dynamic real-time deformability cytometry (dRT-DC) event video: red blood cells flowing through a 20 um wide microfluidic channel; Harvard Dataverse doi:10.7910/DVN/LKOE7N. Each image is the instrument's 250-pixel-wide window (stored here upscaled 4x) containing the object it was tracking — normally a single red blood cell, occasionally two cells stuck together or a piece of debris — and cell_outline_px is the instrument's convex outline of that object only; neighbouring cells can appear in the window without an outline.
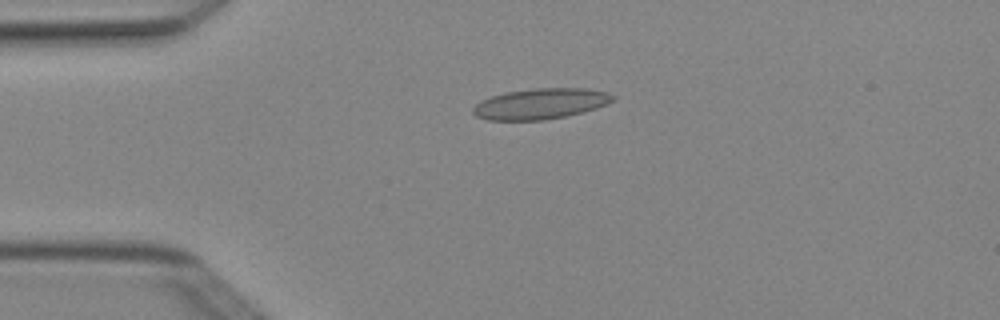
{"species": "Egyptian fruit bat (a non-hibernating species)", "species_latin": "Rousettus aegyptiacus", "temperature_condition": "cold", "stored_images_in_passage": 7, "camera_frame_rate_fps": 3000, "um_per_image_px": 0.085, "animal": {"sex": "female"}, "frame": {"image": 1, "passage_image": 3, "time_ms": 0.667, "image_size_px": [1000, 320], "cell_outline_px": [[616, 100], [608, 104], [584, 112], [544, 120], [488, 120], [476, 116], [472, 112], [472, 108], [480, 100], [504, 92], [536, 88], [588, 88], [608, 92], [616, 96]], "centroid_in_image_um": [45.98, 8.81], "position_along_channel_um": 39.0, "area_um2": 25.26}}
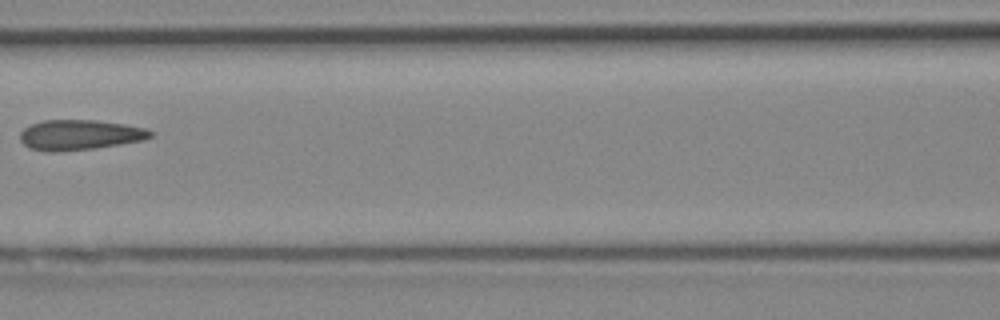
{"frame": {"image": 2, "passage_image": 6, "time_ms": 1.667, "image_size_px": [1000, 320], "cell_outline_px": [[152, 136], [144, 140], [96, 148], [56, 152], [44, 152], [28, 148], [20, 140], [20, 132], [24, 128], [32, 124], [44, 120], [96, 120], [124, 124], [144, 128], [152, 132]], "centroid_in_image_um": [6.74, 11.47], "position_along_channel_um": 159.9, "area_um2": 23.0}}
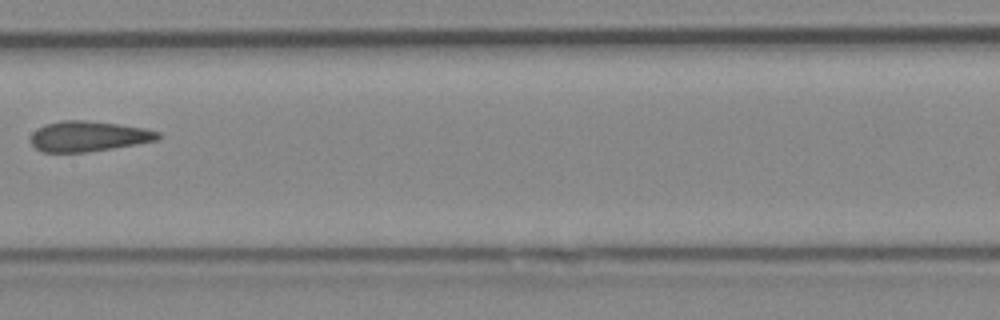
{"frame": {"image": 3, "passage_image": 7, "time_ms": 2.0, "image_size_px": [1000, 320], "cell_outline_px": [[160, 136], [156, 140], [136, 144], [88, 152], [40, 152], [32, 144], [32, 132], [36, 128], [44, 124], [60, 120], [84, 120], [116, 124], [144, 128], [160, 132]], "centroid_in_image_um": [7.47, 11.58], "position_along_channel_um": 199.9, "area_um2": 22.43}}